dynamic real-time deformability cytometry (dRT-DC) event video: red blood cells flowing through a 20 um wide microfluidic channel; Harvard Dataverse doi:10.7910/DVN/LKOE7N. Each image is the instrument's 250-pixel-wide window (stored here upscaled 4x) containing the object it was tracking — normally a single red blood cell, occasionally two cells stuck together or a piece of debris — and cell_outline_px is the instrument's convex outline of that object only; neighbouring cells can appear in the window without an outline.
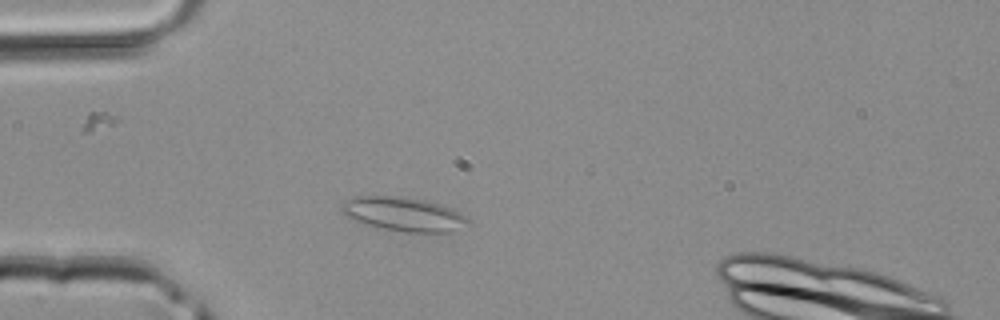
{"species": "common noctule bat (a hibernating species)", "species_latin": "Nyctalus noctula", "temperature_condition": "room temperature", "stored_images_in_passage": 2, "camera_frame_rate_fps": 3000, "um_per_image_px": 0.085, "animal": {"sex": "male", "body_mass_g": 20.4}, "frame": {"image": 1, "passage_image": 2, "time_ms": 0.333, "image_size_px": [1000, 320], "cell_outline_px": [[468, 220], [448, 232], [408, 232], [384, 228], [364, 224], [340, 212], [340, 204], [344, 200], [356, 196], [400, 196], [440, 204], [452, 208], [460, 212]], "centroid_in_image_um": [34.19, 18.18], "position_along_channel_um": 50.8, "area_um2": 24.45}}